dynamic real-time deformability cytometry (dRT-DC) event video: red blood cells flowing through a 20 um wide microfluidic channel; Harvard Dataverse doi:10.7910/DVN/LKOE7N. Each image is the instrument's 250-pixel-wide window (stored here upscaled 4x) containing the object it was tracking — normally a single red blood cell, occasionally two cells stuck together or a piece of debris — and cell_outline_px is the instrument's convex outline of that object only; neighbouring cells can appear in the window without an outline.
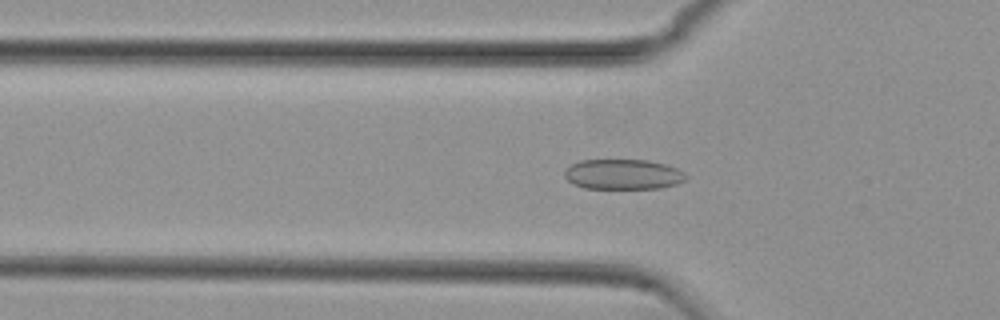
{"species": "common noctule bat (a hibernating species)", "species_latin": "Nyctalus noctula", "temperature_condition": "cold", "stored_images_in_passage": 42, "camera_frame_rate_fps": 3000, "um_per_image_px": 0.085, "animal": {"sex": "female", "body_mass_g": 29.2, "forearm_length_mm": 56.3}, "frame": {"image": 1, "passage_image": 10, "time_ms": 3.0, "image_size_px": [1000, 320], "cell_outline_px": [[688, 176], [684, 180], [676, 184], [660, 188], [584, 188], [572, 184], [564, 176], [564, 172], [572, 164], [580, 160], [648, 160], [668, 164], [684, 172]], "centroid_in_image_um": [52.97, 14.81], "position_along_channel_um": 72.8, "area_um2": 21.39}}
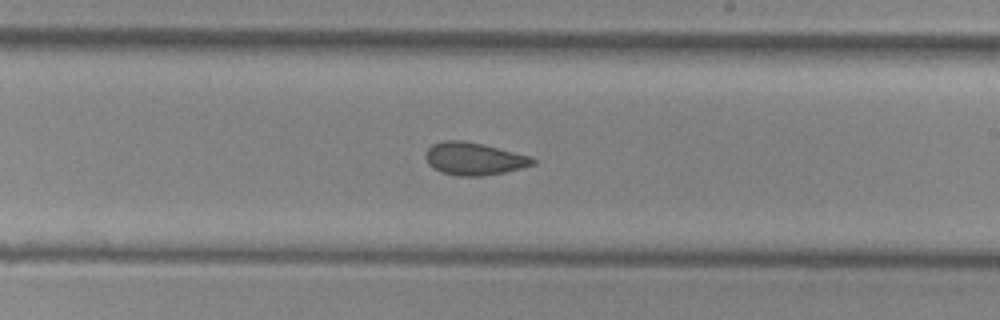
{"frame": {"image": 2, "passage_image": 24, "time_ms": 7.667, "image_size_px": [1000, 320], "cell_outline_px": [[536, 164], [504, 172], [484, 176], [456, 176], [440, 172], [432, 168], [428, 164], [424, 156], [428, 148], [432, 144], [444, 140], [460, 140], [480, 144], [532, 156], [536, 160]], "centroid_in_image_um": [40.26, 13.51], "position_along_channel_um": 248.7, "area_um2": 20.4}}
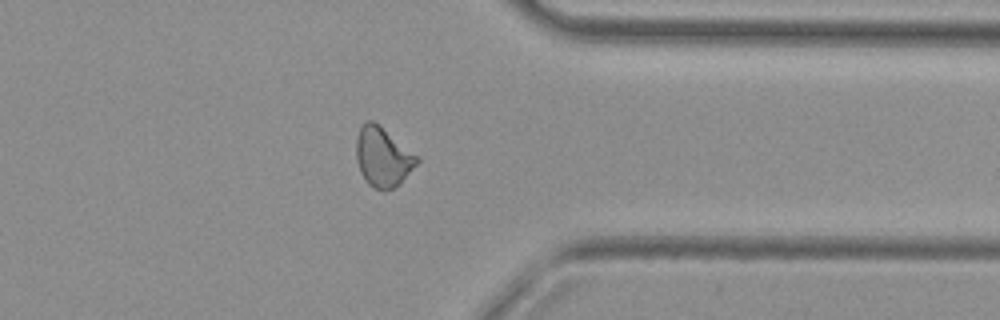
{"frame": {"image": 3, "passage_image": 35, "time_ms": 11.333, "image_size_px": [1000, 320], "cell_outline_px": [[420, 160], [400, 184], [384, 192], [368, 184], [360, 172], [356, 160], [356, 136], [360, 128], [368, 120], [372, 120], [380, 124], [420, 156]], "centroid_in_image_um": [32.56, 13.33], "position_along_channel_um": 378.8, "area_um2": 21.44}}